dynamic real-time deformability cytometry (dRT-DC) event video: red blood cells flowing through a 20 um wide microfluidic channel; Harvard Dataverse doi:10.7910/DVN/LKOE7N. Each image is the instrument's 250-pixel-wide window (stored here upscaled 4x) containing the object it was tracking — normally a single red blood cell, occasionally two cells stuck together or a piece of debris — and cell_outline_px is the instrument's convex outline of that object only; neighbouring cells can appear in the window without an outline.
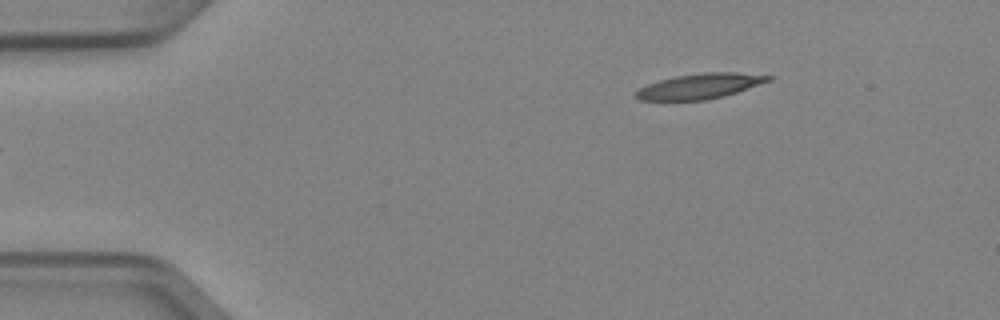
{"species": "Egyptian fruit bat (a non-hibernating species)", "species_latin": "Rousettus aegyptiacus", "temperature_condition": "cold", "stored_images_in_passage": 44, "camera_frame_rate_fps": 3000, "um_per_image_px": 0.085, "animal": {"sex": "female"}, "frame": {"image": 1, "passage_image": 1, "time_ms": 0.0, "image_size_px": [1000, 320], "cell_outline_px": [[772, 80], [724, 96], [704, 100], [640, 100], [636, 96], [636, 92], [640, 88], [648, 84], [660, 80], [676, 76], [704, 72], [736, 72], [772, 76]], "centroid_in_image_um": [59.51, 7.32], "position_along_channel_um": 25.5, "area_um2": 19.19}}
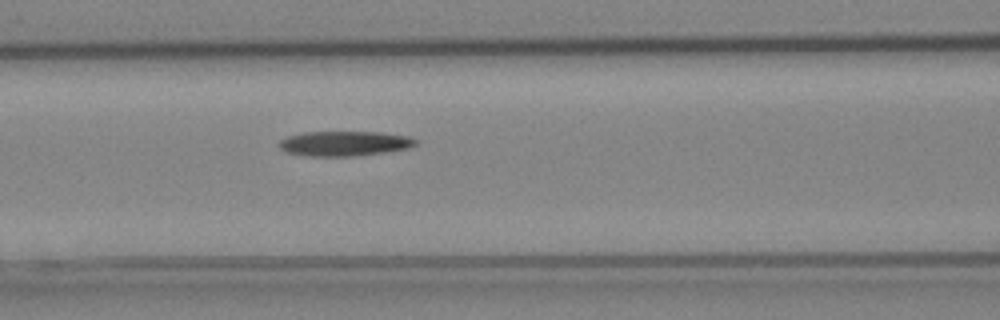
{"frame": {"image": 2, "passage_image": 15, "time_ms": 4.667, "image_size_px": [1000, 320], "cell_outline_px": [[420, 140], [416, 144], [408, 148], [384, 152], [352, 156], [312, 156], [288, 152], [280, 148], [280, 140], [288, 136], [304, 132], [380, 132], [408, 136]], "centroid_in_image_um": [29.32, 12.19], "position_along_channel_um": 137.3, "area_um2": 19.59}}
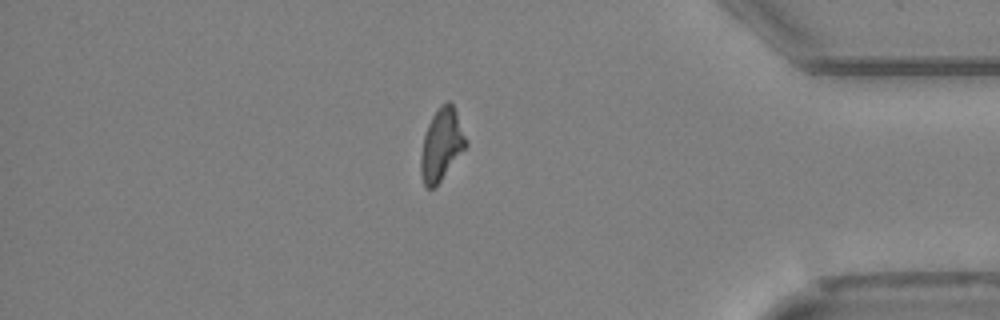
{"frame": {"image": 3, "passage_image": 37, "time_ms": 12.0, "image_size_px": [1000, 320], "cell_outline_px": [[468, 144], [440, 180], [432, 188], [428, 188], [424, 184], [420, 172], [420, 156], [424, 136], [428, 124], [432, 116], [440, 104], [448, 100], [452, 104], [456, 112]], "centroid_in_image_um": [37.5, 12.26], "position_along_channel_um": 397.7, "area_um2": 18.5}, "authors_computed_cell_mechanics": {"area_um2": 19.4208, "velocity_mm_per_s": 3.9664, "shape_relaxation_time_tau1_ms": 6.2405, "shape_relaxation_time_tau2_ms": null, "deformation_change_tau1": 0.2042, "deformation_change_tau2": null}}